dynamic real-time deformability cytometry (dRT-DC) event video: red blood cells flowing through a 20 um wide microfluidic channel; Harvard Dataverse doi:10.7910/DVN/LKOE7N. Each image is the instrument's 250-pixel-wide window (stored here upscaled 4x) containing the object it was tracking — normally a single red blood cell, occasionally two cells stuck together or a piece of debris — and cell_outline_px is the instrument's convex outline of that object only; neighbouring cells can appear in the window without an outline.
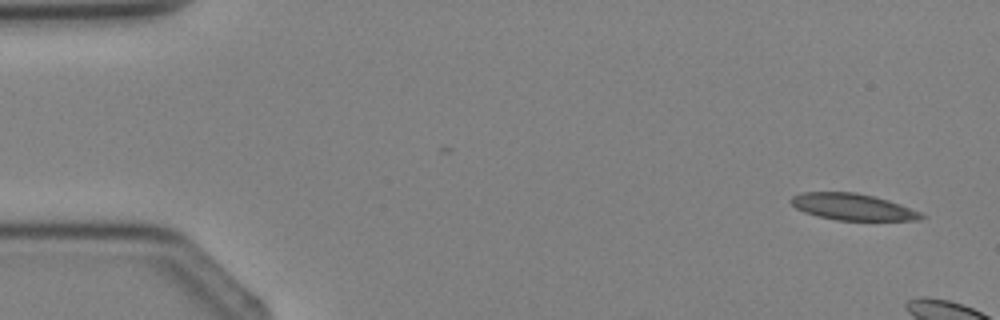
{"species": "Egyptian fruit bat (a non-hibernating species)", "species_latin": "Rousettus aegyptiacus", "temperature_condition": "cold", "stored_images_in_passage": 7, "camera_frame_rate_fps": 3000, "um_per_image_px": 0.085, "animal": {"sex": "female"}, "frame": {"image": 1, "passage_image": 1, "time_ms": 0.0, "image_size_px": [1000, 320], "cell_outline_px": [[928, 216], [920, 220], [836, 220], [804, 212], [796, 208], [792, 204], [792, 196], [800, 192], [856, 192], [888, 200], [900, 204], [920, 212]], "centroid_in_image_um": [72.5, 17.58], "position_along_channel_um": 12.5, "area_um2": 20.0}}
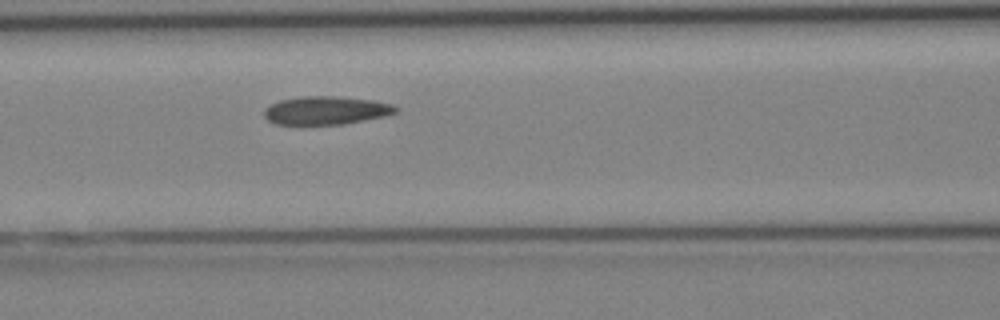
{"frame": {"image": 2, "passage_image": 7, "time_ms": 7.0, "image_size_px": [1000, 320], "cell_outline_px": [[400, 108], [396, 112], [384, 116], [344, 124], [276, 124], [268, 120], [264, 116], [264, 108], [280, 100], [304, 96], [332, 96], [372, 100], [392, 104]], "centroid_in_image_um": [27.71, 9.38], "position_along_channel_um": 138.9, "area_um2": 21.5}}